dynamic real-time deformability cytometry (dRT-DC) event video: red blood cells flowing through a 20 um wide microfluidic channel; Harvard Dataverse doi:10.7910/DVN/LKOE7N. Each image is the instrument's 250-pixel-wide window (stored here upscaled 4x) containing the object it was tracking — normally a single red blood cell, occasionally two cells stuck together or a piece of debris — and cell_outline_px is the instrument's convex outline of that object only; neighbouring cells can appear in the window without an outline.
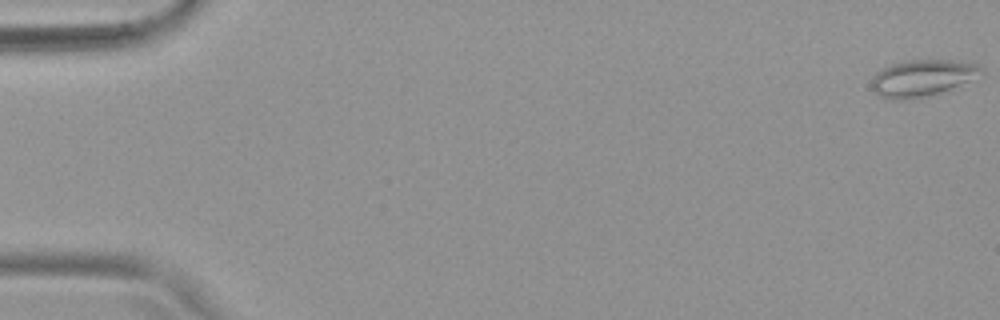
{"species": "common noctule bat (a hibernating species)", "species_latin": "Nyctalus noctula", "temperature_condition": "warm", "stored_images_in_passage": 54, "camera_frame_rate_fps": 3000, "um_per_image_px": 0.085, "animal": {"sex": "female", "body_mass_g": 19.9}, "frame": {"image": 1, "passage_image": 1, "time_ms": 0.0, "image_size_px": [1000, 320], "cell_outline_px": [[984, 72], [968, 80], [940, 92], [924, 96], [900, 100], [892, 100], [880, 96], [872, 88], [872, 76], [876, 72], [892, 64], [904, 60], [952, 60], [976, 64], [984, 68]], "centroid_in_image_um": [78.35, 6.61], "position_along_channel_um": 6.7, "area_um2": 22.89}}
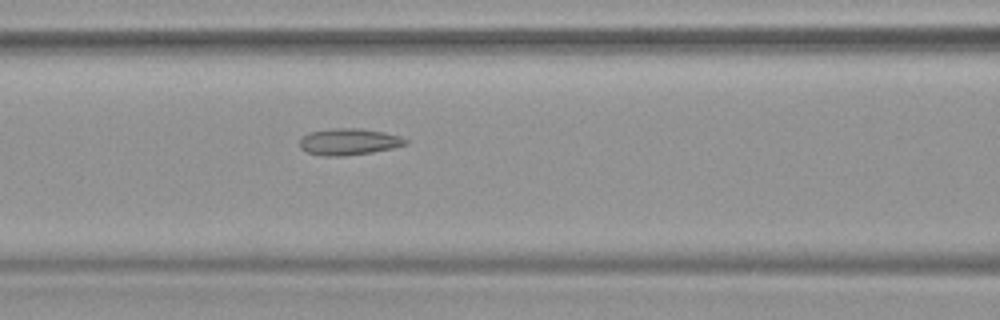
{"frame": {"image": 2, "passage_image": 24, "time_ms": 7.667, "image_size_px": [1000, 320], "cell_outline_px": [[408, 144], [392, 148], [372, 152], [340, 156], [320, 156], [308, 152], [300, 148], [300, 140], [308, 132], [332, 128], [360, 128], [384, 132], [400, 136], [408, 140]], "centroid_in_image_um": [29.65, 12.04], "position_along_channel_um": 136.9, "area_um2": 16.42}}
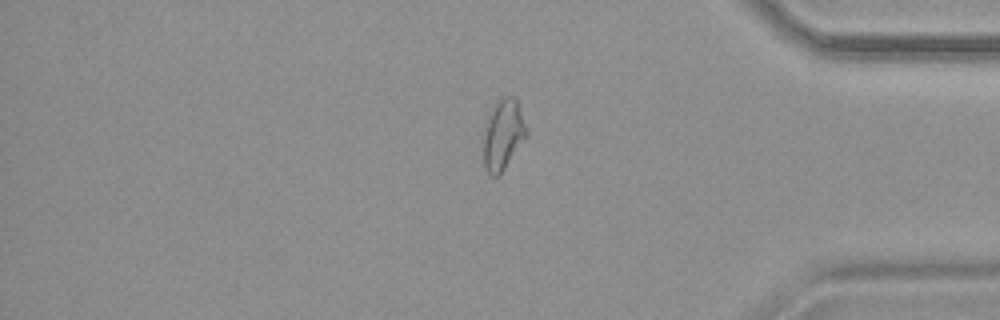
{"frame": {"image": 3, "passage_image": 46, "time_ms": 15.0, "image_size_px": [1000, 320], "cell_outline_px": [[528, 136], [500, 176], [488, 176], [484, 168], [484, 128], [488, 112], [504, 96], [512, 96], [516, 100], [528, 128]], "centroid_in_image_um": [42.77, 11.5], "position_along_channel_um": 392.4, "area_um2": 18.03}, "authors_computed_cell_mechanics": {"area_um2": 18.5249, "velocity_mm_per_s": 3.7778, "shape_relaxation_time_tau1_ms": null, "shape_relaxation_time_tau2_ms": 2.0454, "deformation_change_tau1": null, "deformation_change_tau2": 0.1031}}